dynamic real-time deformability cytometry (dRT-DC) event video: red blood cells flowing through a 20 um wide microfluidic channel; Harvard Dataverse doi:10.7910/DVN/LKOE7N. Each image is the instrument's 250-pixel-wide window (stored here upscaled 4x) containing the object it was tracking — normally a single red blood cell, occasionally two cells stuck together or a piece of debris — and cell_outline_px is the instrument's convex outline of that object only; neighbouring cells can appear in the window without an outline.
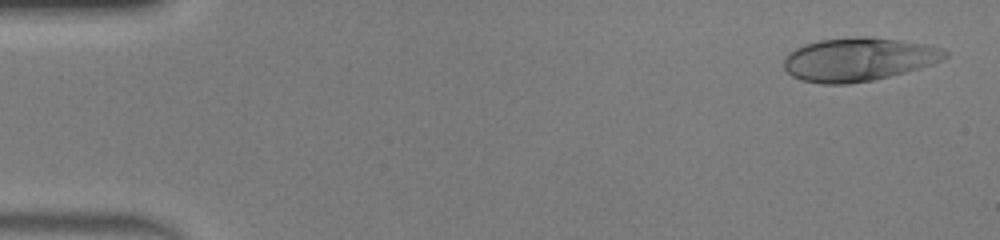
{"species": "human", "species_latin": "Homo sapiens", "temperature_condition": "warm", "stored_images_in_passage": 48, "camera_frame_rate_fps": 3000, "um_per_image_px": 0.085, "donor": {"sex": "male"}, "frame": {"image": 1, "passage_image": 2, "time_ms": 0.333, "image_size_px": [1000, 240], "cell_outline_px": [[948, 56], [932, 64], [920, 68], [872, 80], [848, 84], [820, 84], [800, 80], [792, 76], [784, 68], [784, 60], [788, 52], [804, 44], [820, 40], [856, 36], [868, 36], [900, 40], [924, 44], [940, 48], [948, 52]], "centroid_in_image_um": [72.93, 5.04], "position_along_channel_um": 12.1, "area_um2": 40.75}}
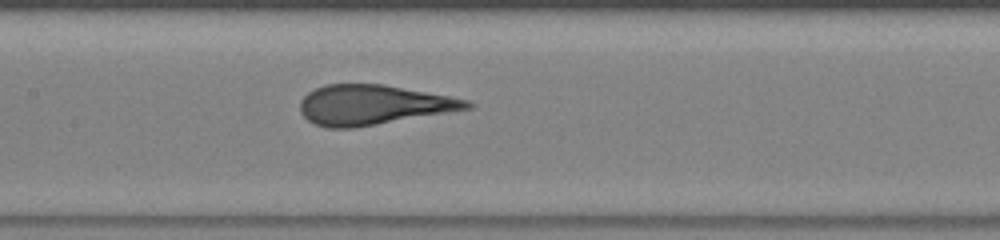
{"frame": {"image": 2, "passage_image": 23, "time_ms": 7.333, "image_size_px": [1000, 240], "cell_outline_px": [[476, 104], [472, 108], [356, 128], [328, 128], [316, 124], [308, 120], [300, 112], [300, 100], [308, 92], [324, 84], [384, 84], [452, 96], [468, 100]], "centroid_in_image_um": [31.73, 8.91], "position_along_channel_um": 175.7, "area_um2": 38.96}}
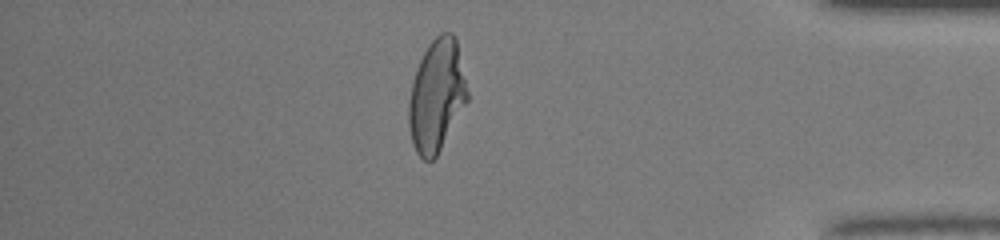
{"frame": {"image": 3, "passage_image": 41, "time_ms": 13.333, "image_size_px": [1000, 240], "cell_outline_px": [[468, 100], [436, 156], [432, 160], [424, 160], [416, 152], [412, 144], [408, 124], [408, 100], [416, 68], [428, 44], [440, 32], [452, 32], [456, 36], [468, 92]], "centroid_in_image_um": [37.1, 8.1], "position_along_channel_um": 398.1, "area_um2": 38.26}}